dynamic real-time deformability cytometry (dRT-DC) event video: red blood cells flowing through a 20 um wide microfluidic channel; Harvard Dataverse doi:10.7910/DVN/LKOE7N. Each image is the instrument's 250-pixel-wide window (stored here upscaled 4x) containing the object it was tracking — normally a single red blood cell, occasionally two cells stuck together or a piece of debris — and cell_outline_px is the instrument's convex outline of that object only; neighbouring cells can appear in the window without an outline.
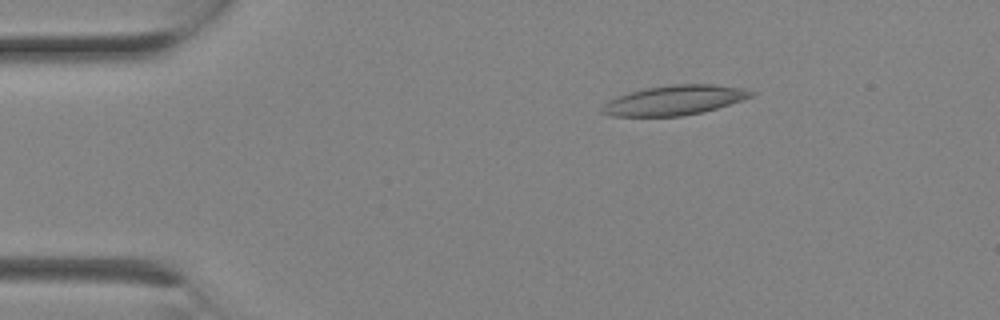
{"species": "Egyptian fruit bat (a non-hibernating species)", "species_latin": "Rousettus aegyptiacus", "temperature_condition": "room temperature", "stored_images_in_passage": 2, "camera_frame_rate_fps": 3000, "um_per_image_px": 0.085, "animal": {"sex": "female"}, "frame": {"image": 1, "passage_image": 2, "time_ms": 0.333, "image_size_px": [1000, 320], "cell_outline_px": [[756, 92], [752, 96], [704, 112], [680, 116], [612, 116], [600, 112], [600, 108], [608, 100], [628, 92], [648, 88], [672, 84], [712, 84], [744, 88]], "centroid_in_image_um": [57.3, 8.52], "position_along_channel_um": 27.7, "area_um2": 25.66}}